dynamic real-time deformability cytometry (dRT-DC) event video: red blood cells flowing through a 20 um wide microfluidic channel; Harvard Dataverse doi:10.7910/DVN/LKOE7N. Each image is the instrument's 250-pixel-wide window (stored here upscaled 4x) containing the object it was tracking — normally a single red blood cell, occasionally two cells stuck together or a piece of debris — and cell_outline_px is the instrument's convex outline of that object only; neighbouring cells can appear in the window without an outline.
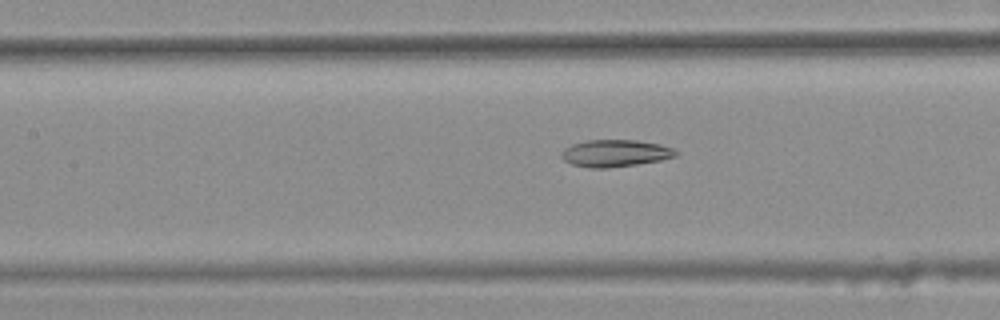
{"species": "common noctule bat (a hibernating species)", "species_latin": "Nyctalus noctula", "temperature_condition": "warm", "stored_images_in_passage": 39, "camera_frame_rate_fps": 3000, "um_per_image_px": 0.085, "animal": {"sex": "female", "body_mass_g": 25.1}, "frame": {"image": 1, "passage_image": 21, "time_ms": 6.667, "image_size_px": [1000, 320], "cell_outline_px": [[680, 152], [676, 156], [660, 160], [636, 164], [604, 168], [588, 168], [572, 164], [564, 160], [560, 156], [560, 152], [564, 148], [572, 144], [588, 140], [636, 140], [660, 144], [672, 148]], "centroid_in_image_um": [52.27, 13.02], "position_along_channel_um": 155.1, "area_um2": 18.03}}
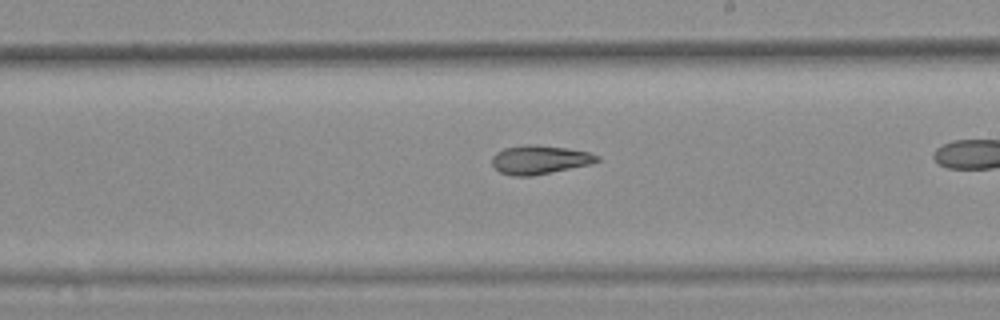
{"frame": {"image": 2, "passage_image": 28, "time_ms": 9.0, "image_size_px": [1000, 320], "cell_outline_px": [[600, 160], [592, 164], [532, 176], [512, 176], [500, 172], [492, 164], [492, 156], [496, 152], [504, 148], [528, 144], [532, 144], [564, 148], [588, 152], [600, 156]], "centroid_in_image_um": [45.87, 13.58], "position_along_channel_um": 243.1, "area_um2": 17.57}}
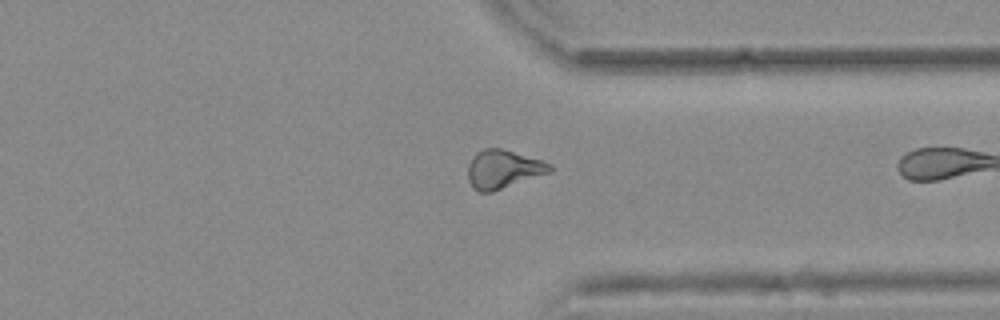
{"frame": {"image": 3, "passage_image": 38, "time_ms": 12.333, "image_size_px": [1000, 320], "cell_outline_px": [[556, 168], [552, 172], [492, 192], [480, 192], [472, 188], [468, 180], [468, 164], [472, 156], [476, 152], [484, 148], [500, 148], [544, 160], [552, 164]], "centroid_in_image_um": [42.8, 14.38], "position_along_channel_um": 368.6, "area_um2": 18.79}}